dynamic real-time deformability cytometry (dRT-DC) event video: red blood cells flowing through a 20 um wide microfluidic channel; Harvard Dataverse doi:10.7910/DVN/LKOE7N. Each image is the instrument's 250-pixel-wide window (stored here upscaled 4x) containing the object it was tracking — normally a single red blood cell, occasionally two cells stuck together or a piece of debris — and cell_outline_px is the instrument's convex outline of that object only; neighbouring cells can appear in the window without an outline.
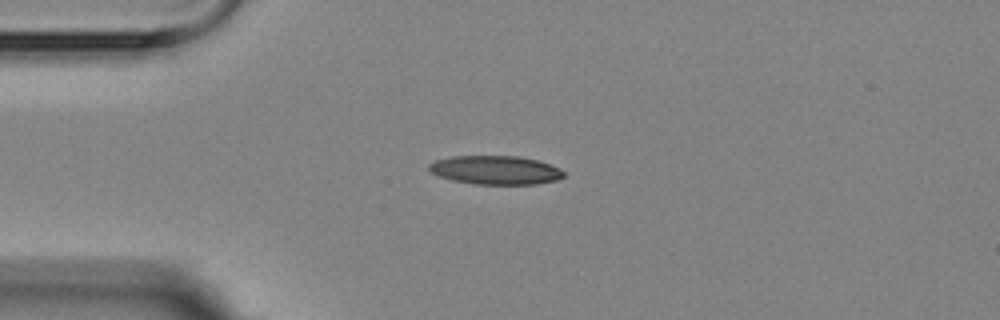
{"species": "Egyptian fruit bat (a non-hibernating species)", "species_latin": "Rousettus aegyptiacus", "temperature_condition": "room temperature", "stored_images_in_passage": 7, "camera_frame_rate_fps": 3000, "um_per_image_px": 0.085, "animal": {"sex": "female"}, "frame": {"image": 1, "passage_image": 4, "time_ms": 3.333, "image_size_px": [1000, 320], "cell_outline_px": [[564, 176], [556, 180], [536, 184], [472, 184], [452, 180], [440, 176], [432, 172], [428, 168], [428, 164], [436, 160], [452, 156], [520, 156], [536, 160], [560, 168], [564, 172]], "centroid_in_image_um": [42.11, 14.45], "position_along_channel_um": 42.9, "area_um2": 22.48}}
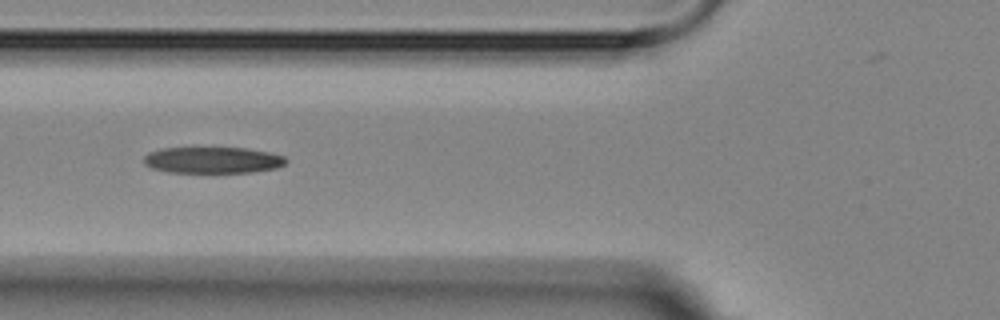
{"frame": {"image": 2, "passage_image": 6, "time_ms": 5.667, "image_size_px": [1000, 320], "cell_outline_px": [[288, 160], [284, 164], [276, 168], [252, 172], [168, 172], [152, 168], [144, 164], [144, 156], [148, 152], [160, 148], [192, 144], [248, 148], [268, 152], [284, 156]], "centroid_in_image_um": [18.01, 13.54], "position_along_channel_um": 107.8, "area_um2": 23.06}}
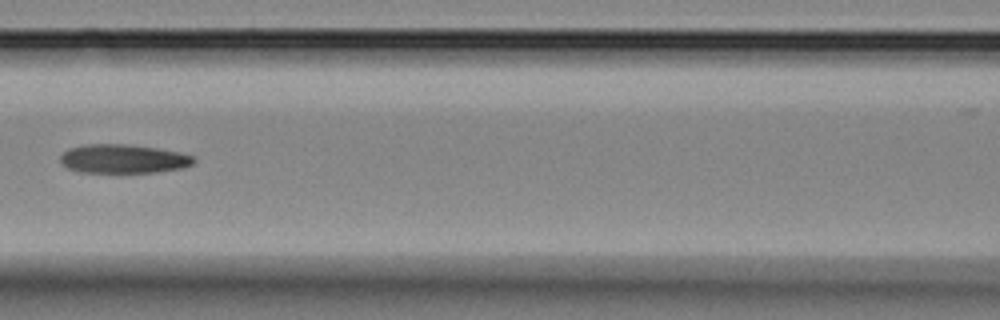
{"frame": {"image": 3, "passage_image": 7, "time_ms": 7.0, "image_size_px": [1000, 320], "cell_outline_px": [[196, 160], [192, 164], [184, 168], [156, 172], [80, 172], [68, 168], [60, 160], [60, 156], [68, 148], [84, 144], [128, 144], [156, 148], [180, 152], [192, 156]], "centroid_in_image_um": [10.48, 13.49], "position_along_channel_um": 156.1, "area_um2": 22.43}}